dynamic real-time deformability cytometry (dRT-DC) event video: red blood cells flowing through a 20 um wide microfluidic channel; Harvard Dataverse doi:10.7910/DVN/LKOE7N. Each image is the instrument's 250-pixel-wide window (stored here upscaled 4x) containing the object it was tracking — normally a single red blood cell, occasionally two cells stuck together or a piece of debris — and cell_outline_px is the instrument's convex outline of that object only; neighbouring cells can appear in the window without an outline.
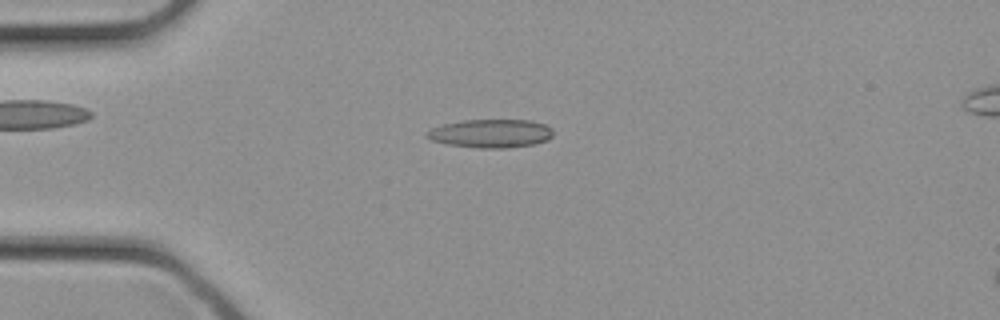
{"species": "common noctule bat (a hibernating species)", "species_latin": "Nyctalus noctula", "temperature_condition": "cold", "stored_images_in_passage": 32, "camera_frame_rate_fps": 3000, "um_per_image_px": 0.085, "animal": {"sex": "female", "body_mass_g": 21.9}, "frame": {"image": 1, "passage_image": 8, "time_ms": 2.333, "image_size_px": [1000, 320], "cell_outline_px": [[552, 136], [548, 140], [536, 144], [508, 148], [480, 148], [444, 144], [432, 140], [424, 136], [424, 132], [432, 128], [444, 124], [460, 120], [532, 120], [544, 124], [552, 128]], "centroid_in_image_um": [41.7, 11.35], "position_along_channel_um": 43.3, "area_um2": 21.21}}
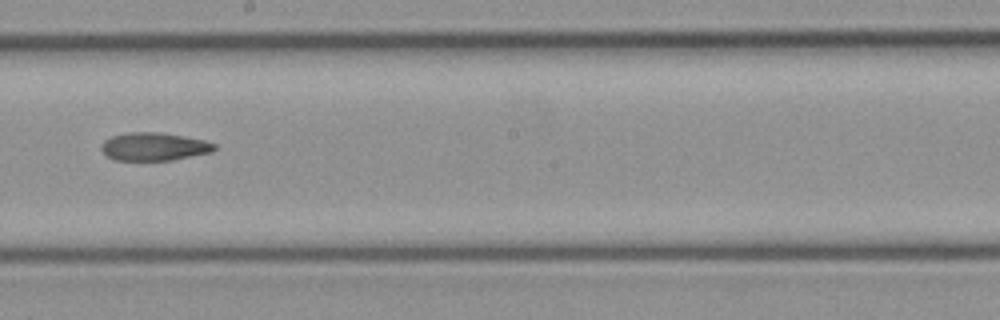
{"frame": {"image": 2, "passage_image": 18, "time_ms": 5.667, "image_size_px": [1000, 320], "cell_outline_px": [[216, 148], [212, 152], [172, 160], [112, 160], [100, 148], [100, 144], [104, 140], [112, 136], [128, 132], [160, 132], [184, 136], [204, 140], [216, 144]], "centroid_in_image_um": [13.08, 12.46], "position_along_channel_um": 235.1, "area_um2": 18.55}}
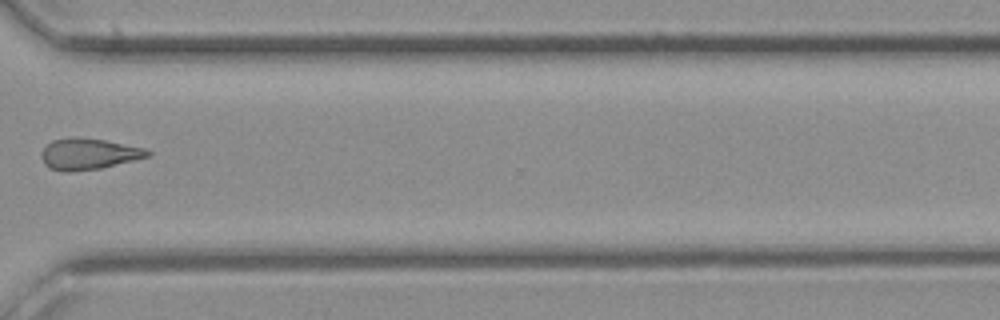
{"frame": {"image": 3, "passage_image": 24, "time_ms": 7.667, "image_size_px": [1000, 320], "cell_outline_px": [[152, 156], [100, 168], [72, 172], [64, 172], [48, 168], [44, 164], [40, 156], [40, 152], [52, 140], [76, 136], [104, 140], [144, 148], [152, 152]], "centroid_in_image_um": [7.51, 13.09], "position_along_channel_um": 363.1, "area_um2": 19.48}}